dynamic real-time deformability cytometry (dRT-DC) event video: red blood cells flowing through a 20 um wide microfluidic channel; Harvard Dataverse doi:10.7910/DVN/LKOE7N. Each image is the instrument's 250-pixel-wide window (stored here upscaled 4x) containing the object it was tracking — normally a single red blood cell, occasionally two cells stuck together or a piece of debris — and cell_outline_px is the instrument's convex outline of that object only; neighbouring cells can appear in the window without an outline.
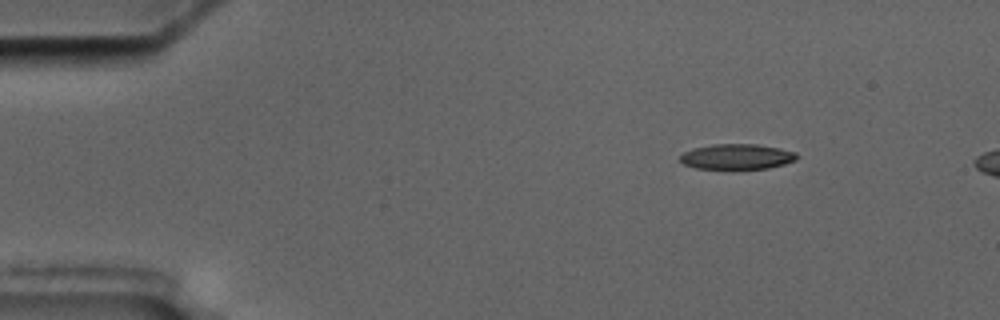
{"species": "common noctule bat (a hibernating species)", "species_latin": "Nyctalus noctula", "temperature_condition": "cold", "stored_images_in_passage": 3, "camera_frame_rate_fps": 3000, "um_per_image_px": 0.085, "animal": {"sex": "male", "body_mass_g": 17.5, "forearm_length_mm": 52.3}, "frame": {"image": 1, "passage_image": 1, "time_ms": 0.0, "image_size_px": [1000, 320], "cell_outline_px": [[796, 160], [784, 164], [768, 168], [732, 172], [696, 168], [684, 164], [680, 160], [680, 156], [684, 152], [692, 148], [712, 144], [756, 144], [780, 148], [796, 152]], "centroid_in_image_um": [62.6, 13.36], "position_along_channel_um": 22.4, "area_um2": 18.09}}